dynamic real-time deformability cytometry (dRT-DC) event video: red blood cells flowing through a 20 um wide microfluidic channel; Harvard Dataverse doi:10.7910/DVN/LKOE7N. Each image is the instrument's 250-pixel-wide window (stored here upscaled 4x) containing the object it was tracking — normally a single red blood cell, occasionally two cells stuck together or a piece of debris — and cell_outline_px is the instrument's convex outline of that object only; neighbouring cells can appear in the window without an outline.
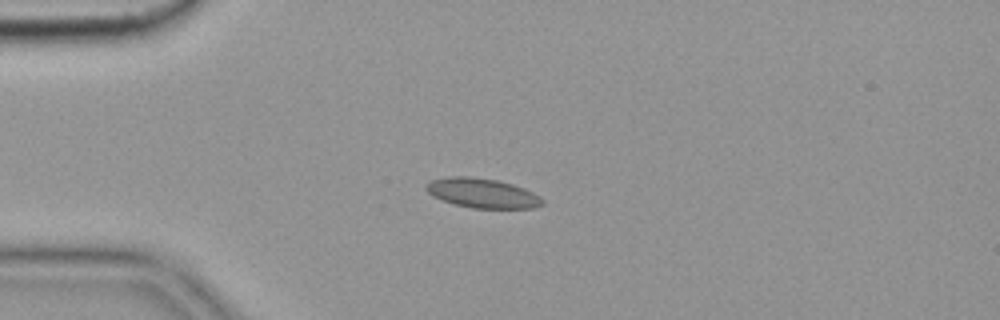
{"species": "common noctule bat (a hibernating species)", "species_latin": "Nyctalus noctula", "temperature_condition": "cold", "stored_images_in_passage": 50, "camera_frame_rate_fps": 3000, "um_per_image_px": 0.085, "animal": {"sex": "female", "body_mass_g": 19.9}, "frame": {"image": 1, "passage_image": 8, "time_ms": 2.333, "image_size_px": [1000, 320], "cell_outline_px": [[544, 204], [532, 208], [472, 208], [452, 204], [432, 196], [424, 188], [424, 184], [432, 180], [448, 176], [468, 176], [496, 180], [512, 184], [524, 188], [540, 196], [544, 200]], "centroid_in_image_um": [40.96, 16.41], "position_along_channel_um": 44.0, "area_um2": 20.17}, "authors_computed_cell_mechanics": {"area_um2": 18.785, "velocity_mm_per_s": 3.5908, "shape_relaxation_time_tau1_ms": null, "shape_relaxation_time_tau2_ms": 3.4182, "deformation_change_tau1": null, "deformation_change_tau2": 0.0668}}